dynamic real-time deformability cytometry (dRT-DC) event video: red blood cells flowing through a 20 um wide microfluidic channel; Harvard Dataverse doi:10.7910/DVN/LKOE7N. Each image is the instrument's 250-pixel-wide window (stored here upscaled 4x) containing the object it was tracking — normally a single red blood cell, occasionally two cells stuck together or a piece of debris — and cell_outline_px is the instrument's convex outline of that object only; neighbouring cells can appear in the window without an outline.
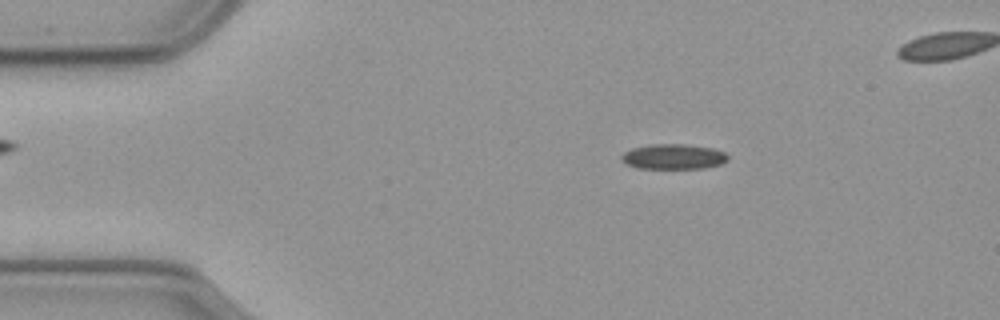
{"species": "common noctule bat (a hibernating species)", "species_latin": "Nyctalus noctula", "temperature_condition": "cold", "stored_images_in_passage": 49, "camera_frame_rate_fps": 3000, "um_per_image_px": 0.085, "animal": {"sex": "male", "body_mass_g": 23.1, "forearm_length_mm": 52.7}, "frame": {"image": 1, "passage_image": 5, "time_ms": 1.333, "image_size_px": [1000, 320], "cell_outline_px": [[728, 160], [720, 164], [704, 168], [636, 168], [620, 160], [620, 156], [624, 152], [632, 148], [652, 144], [684, 144], [712, 148], [724, 152], [728, 156]], "centroid_in_image_um": [57.22, 13.31], "position_along_channel_um": 27.8, "area_um2": 15.55}}
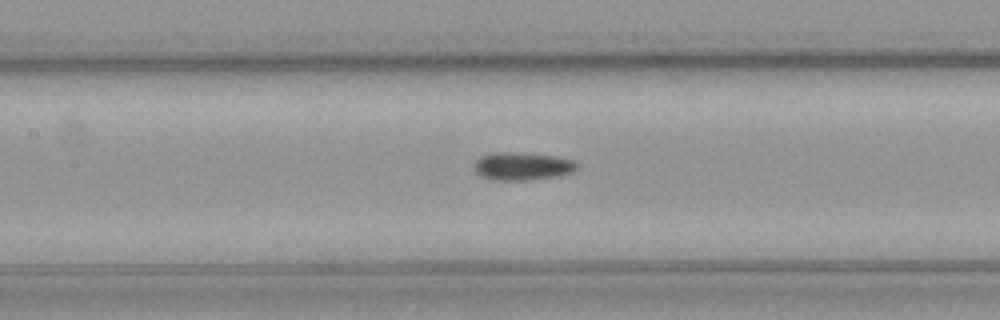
{"frame": {"image": 2, "passage_image": 21, "time_ms": 6.667, "image_size_px": [1000, 320], "cell_outline_px": [[576, 168], [572, 172], [532, 180], [492, 180], [480, 176], [472, 168], [476, 160], [480, 156], [492, 152], [512, 152], [556, 156], [572, 160], [576, 164]], "centroid_in_image_um": [44.3, 14.12], "position_along_channel_um": 163.1, "area_um2": 16.65}}
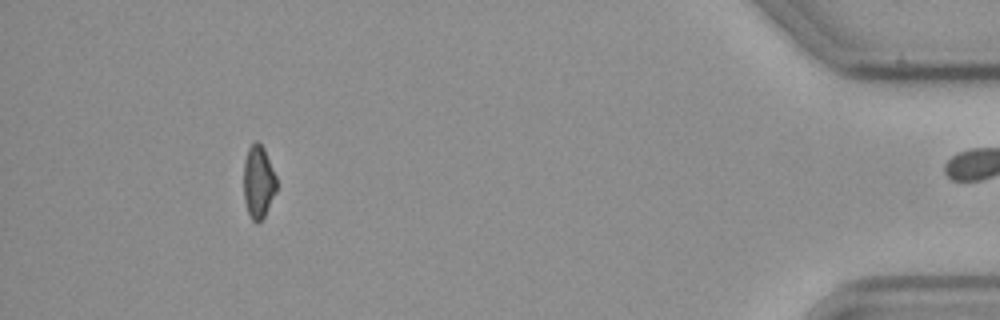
{"frame": {"image": 3, "passage_image": 48, "time_ms": 15.667, "image_size_px": [1000, 320], "cell_outline_px": [[276, 192], [260, 224], [256, 224], [252, 220], [248, 212], [244, 200], [244, 164], [248, 148], [256, 140], [264, 148], [276, 176]], "centroid_in_image_um": [21.96, 15.49], "position_along_channel_um": 413.2, "area_um2": 13.93}}